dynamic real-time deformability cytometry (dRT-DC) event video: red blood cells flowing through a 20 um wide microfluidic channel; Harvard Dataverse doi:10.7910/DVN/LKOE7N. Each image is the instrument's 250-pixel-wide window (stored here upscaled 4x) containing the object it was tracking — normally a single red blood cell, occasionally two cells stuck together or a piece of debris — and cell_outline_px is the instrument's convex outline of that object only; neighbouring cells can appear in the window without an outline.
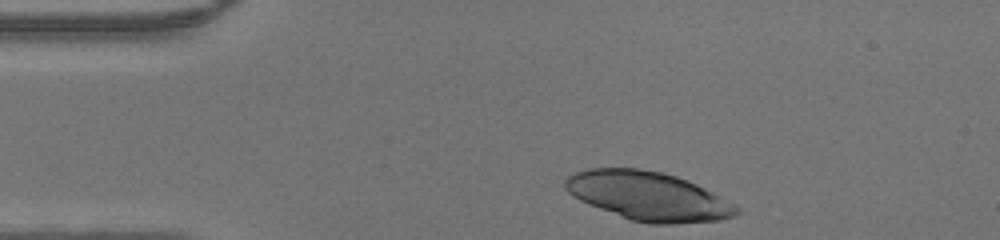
{"species": "human", "species_latin": "Homo sapiens", "temperature_condition": "warm", "stored_images_in_passage": 31, "camera_frame_rate_fps": 3000, "um_per_image_px": 0.085, "donor": {"sex": "male"}, "frame": {"image": 1, "passage_image": 1, "time_ms": 0.0, "image_size_px": [1000, 240], "cell_outline_px": [[740, 212], [736, 216], [720, 220], [672, 224], [648, 224], [632, 220], [588, 204], [572, 196], [564, 188], [564, 180], [568, 176], [576, 172], [588, 168], [640, 168], [660, 172], [676, 176], [696, 184], [736, 204], [740, 208]], "centroid_in_image_um": [55.11, 16.67], "position_along_channel_um": 29.9, "area_um2": 48.73}}
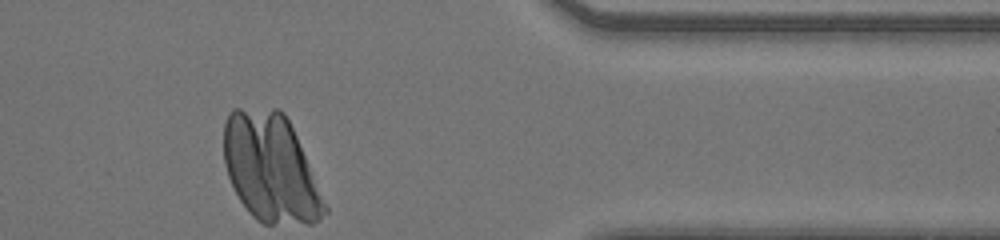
{"frame": {"image": 2, "passage_image": 31, "time_ms": 10.0, "image_size_px": [1000, 240], "cell_outline_px": [[328, 212], [320, 220], [312, 224], [264, 224], [256, 220], [248, 212], [240, 200], [228, 176], [224, 164], [224, 124], [228, 112], [232, 108], [280, 108], [284, 112], [296, 136], [328, 208]], "centroid_in_image_um": [22.99, 14.3], "position_along_channel_um": 388.4, "area_um2": 63.7}}